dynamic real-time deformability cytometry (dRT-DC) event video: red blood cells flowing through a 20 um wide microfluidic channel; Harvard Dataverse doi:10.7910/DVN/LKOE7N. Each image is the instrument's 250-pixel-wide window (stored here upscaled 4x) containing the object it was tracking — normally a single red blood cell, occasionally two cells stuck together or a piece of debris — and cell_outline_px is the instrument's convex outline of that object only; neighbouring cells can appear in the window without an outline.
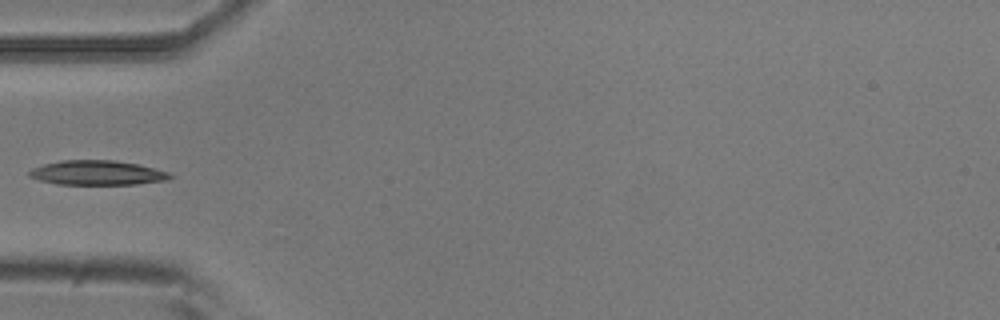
{"species": "common noctule bat (a hibernating species)", "species_latin": "Nyctalus noctula", "temperature_condition": "room temperature", "stored_images_in_passage": 1, "camera_frame_rate_fps": 3000, "um_per_image_px": 0.085, "animal": {"sex": "male", "body_mass_g": 20.5, "forearm_length_mm": 52.5}, "frame": {"image": 1, "passage_image": 1, "time_ms": 0.0, "image_size_px": [1000, 320], "cell_outline_px": [[176, 176], [164, 180], [136, 184], [60, 184], [40, 180], [28, 176], [28, 172], [32, 168], [44, 164], [60, 160], [116, 160], [136, 164], [168, 172]], "centroid_in_image_um": [8.24, 14.68], "position_along_channel_um": 76.8, "area_um2": 19.94}}